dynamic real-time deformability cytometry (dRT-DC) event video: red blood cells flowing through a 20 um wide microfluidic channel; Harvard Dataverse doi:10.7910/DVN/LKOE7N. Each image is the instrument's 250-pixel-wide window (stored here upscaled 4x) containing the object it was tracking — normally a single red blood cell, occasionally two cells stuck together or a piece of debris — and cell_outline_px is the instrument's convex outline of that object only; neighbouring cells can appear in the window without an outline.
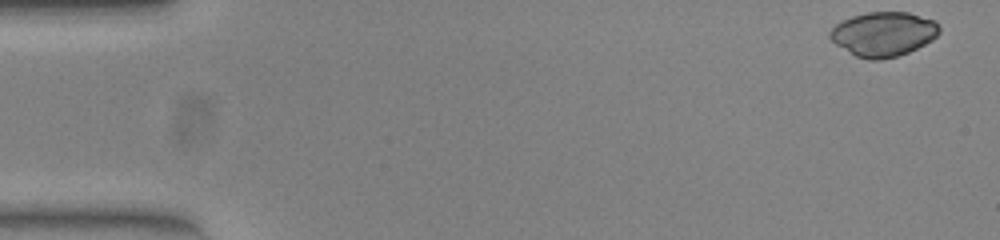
{"species": "common noctule bat (a hibernating species)", "species_latin": "Nyctalus noctula", "temperature_condition": "warm", "stored_images_in_passage": 52, "camera_frame_rate_fps": 3000, "um_per_image_px": 0.085, "animal": {"sex": "female", "body_mass_g": 23.0, "forearm_length_mm": 53.4}, "frame": {"image": 1, "passage_image": 1, "time_ms": 0.0, "image_size_px": [1000, 240], "cell_outline_px": [[940, 32], [932, 40], [908, 52], [896, 56], [880, 60], [868, 60], [856, 56], [836, 44], [828, 36], [828, 32], [840, 20], [852, 16], [868, 12], [908, 12], [936, 20], [940, 28]], "centroid_in_image_um": [75.09, 2.88], "position_along_channel_um": 9.9, "area_um2": 28.38}}